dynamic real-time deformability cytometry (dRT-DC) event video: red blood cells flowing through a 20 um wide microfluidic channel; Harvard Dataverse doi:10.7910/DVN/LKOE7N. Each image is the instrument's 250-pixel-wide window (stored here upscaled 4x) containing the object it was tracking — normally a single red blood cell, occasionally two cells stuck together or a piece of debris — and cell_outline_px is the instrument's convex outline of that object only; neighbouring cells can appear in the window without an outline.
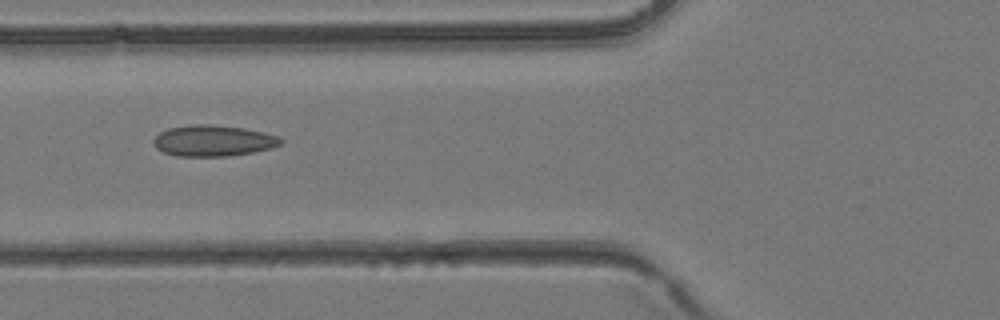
{"species": "common noctule bat (a hibernating species)", "species_latin": "Nyctalus noctula", "temperature_condition": "room temperature", "stored_images_in_passage": 6, "camera_frame_rate_fps": 3000, "um_per_image_px": 0.085, "animal": {"sex": "female", "body_mass_g": 24.6, "forearm_length_mm": 56.2}, "frame": {"image": 1, "passage_image": 5, "time_ms": 1.333, "image_size_px": [1000, 320], "cell_outline_px": [[284, 140], [280, 144], [272, 148], [252, 152], [228, 156], [176, 156], [164, 152], [156, 148], [152, 140], [160, 132], [168, 128], [196, 124], [208, 124], [244, 128], [264, 132], [280, 136]], "centroid_in_image_um": [18.14, 11.96], "position_along_channel_um": 107.7, "area_um2": 23.06}}
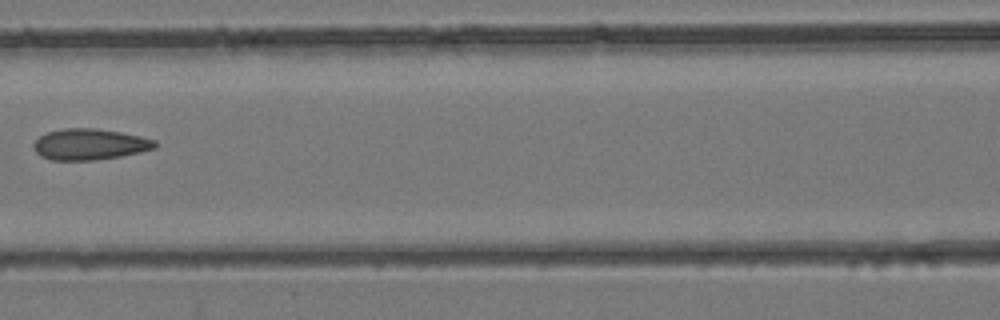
{"frame": {"image": 2, "passage_image": 6, "time_ms": 1.667, "image_size_px": [1000, 320], "cell_outline_px": [[156, 148], [140, 152], [120, 156], [96, 160], [52, 160], [40, 156], [36, 152], [32, 144], [40, 136], [48, 132], [64, 128], [96, 128], [120, 132], [140, 136], [156, 140]], "centroid_in_image_um": [7.62, 12.27], "position_along_channel_um": 159.0, "area_um2": 21.96}}